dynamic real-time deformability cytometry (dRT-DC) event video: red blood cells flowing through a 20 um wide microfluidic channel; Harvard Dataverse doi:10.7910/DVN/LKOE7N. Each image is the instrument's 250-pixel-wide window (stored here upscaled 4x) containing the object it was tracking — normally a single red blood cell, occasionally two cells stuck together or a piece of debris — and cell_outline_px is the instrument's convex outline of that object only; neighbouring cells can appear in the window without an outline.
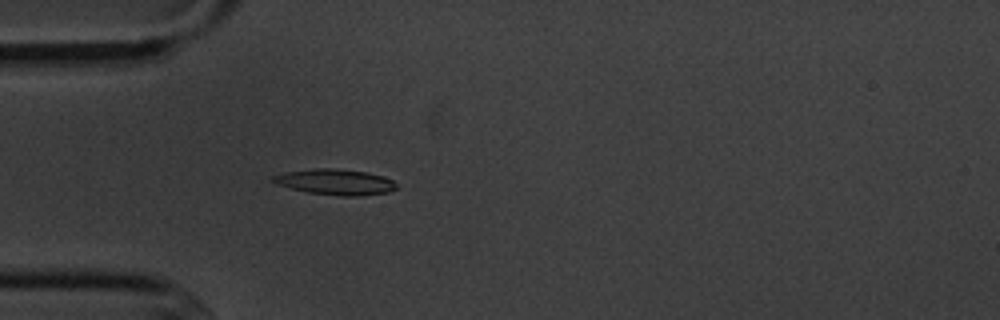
{"species": "common noctule bat (a hibernating species)", "species_latin": "Nyctalus noctula", "temperature_condition": "cold", "stored_images_in_passage": 4, "camera_frame_rate_fps": 3000, "um_per_image_px": 0.085, "animal": {"sex": "male", "body_mass_g": 20.1, "forearm_length_mm": 53.5}, "frame": {"image": 1, "passage_image": 4, "time_ms": 3.667, "image_size_px": [1000, 320], "cell_outline_px": [[396, 188], [388, 192], [356, 196], [340, 196], [308, 192], [276, 184], [272, 180], [272, 176], [284, 172], [316, 168], [332, 168], [368, 172], [384, 176], [392, 180], [396, 184]], "centroid_in_image_um": [28.5, 15.46], "position_along_channel_um": 56.5, "area_um2": 18.38}}